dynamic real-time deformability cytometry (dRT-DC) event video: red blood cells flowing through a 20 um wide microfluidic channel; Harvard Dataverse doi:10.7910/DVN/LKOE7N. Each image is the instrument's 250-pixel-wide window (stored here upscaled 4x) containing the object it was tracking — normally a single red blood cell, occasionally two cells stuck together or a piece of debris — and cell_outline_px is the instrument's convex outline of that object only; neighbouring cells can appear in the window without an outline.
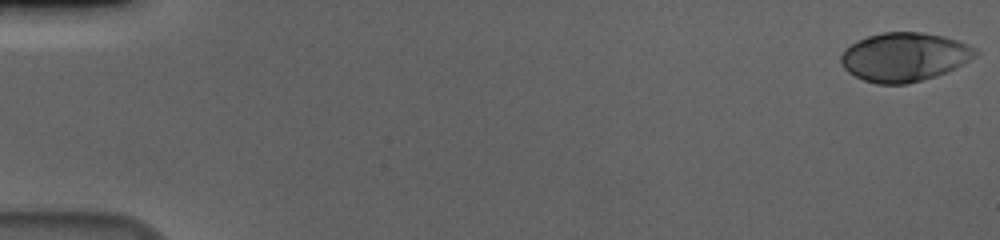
{"species": "human", "species_latin": "Homo sapiens", "temperature_condition": "cold", "stored_images_in_passage": 57, "camera_frame_rate_fps": 3000, "um_per_image_px": 0.085, "donor": {"sex": "male"}, "frame": {"image": 1, "passage_image": 1, "time_ms": 0.0, "image_size_px": [1000, 240], "cell_outline_px": [[980, 52], [976, 56], [964, 64], [956, 68], [936, 76], [908, 84], [876, 84], [864, 80], [848, 72], [840, 64], [840, 56], [844, 48], [856, 40], [868, 36], [884, 32], [920, 32], [944, 36], [968, 44], [976, 48]], "centroid_in_image_um": [76.87, 4.84], "position_along_channel_um": 8.1, "area_um2": 38.61}}
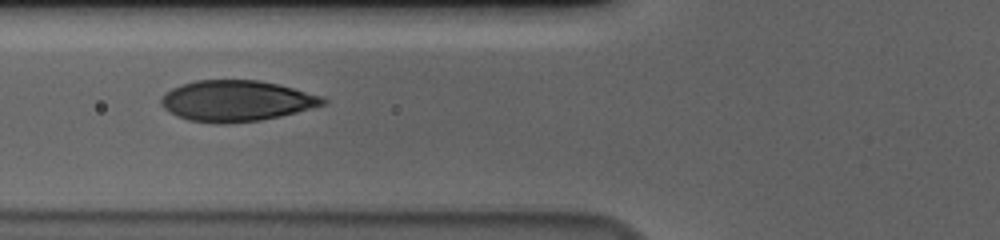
{"frame": {"image": 2, "passage_image": 23, "time_ms": 7.333, "image_size_px": [1000, 240], "cell_outline_px": [[328, 100], [324, 104], [312, 108], [280, 116], [260, 120], [224, 124], [216, 124], [188, 120], [176, 116], [164, 108], [160, 104], [160, 100], [164, 92], [180, 84], [196, 80], [260, 80], [324, 96]], "centroid_in_image_um": [20.06, 8.57], "position_along_channel_um": 105.7, "area_um2": 38.73}}
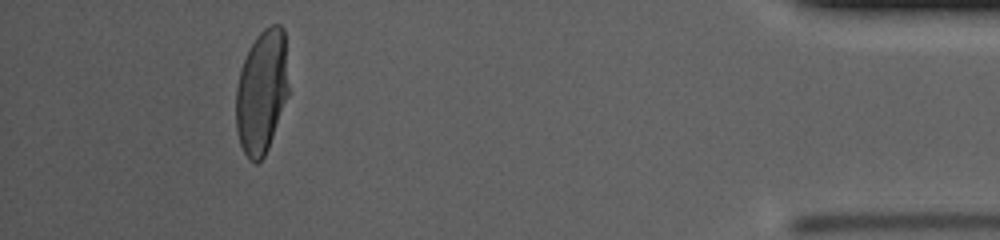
{"frame": {"image": 3, "passage_image": 53, "time_ms": 17.333, "image_size_px": [1000, 240], "cell_outline_px": [[288, 96], [268, 148], [264, 156], [256, 164], [248, 160], [240, 144], [236, 128], [236, 88], [240, 68], [248, 48], [256, 36], [264, 28], [272, 24], [280, 24], [284, 28], [288, 88]], "centroid_in_image_um": [22.23, 7.78], "position_along_channel_um": 413.0, "area_um2": 38.15}, "authors_computed_cell_mechanics": {"area_um2": 38.6104, "velocity_mm_per_s": 3.6347, "shape_relaxation_time_tau1_ms": 3.597, "shape_relaxation_time_tau2_ms": null, "deformation_change_tau1": 0.1834, "deformation_change_tau2": null}}